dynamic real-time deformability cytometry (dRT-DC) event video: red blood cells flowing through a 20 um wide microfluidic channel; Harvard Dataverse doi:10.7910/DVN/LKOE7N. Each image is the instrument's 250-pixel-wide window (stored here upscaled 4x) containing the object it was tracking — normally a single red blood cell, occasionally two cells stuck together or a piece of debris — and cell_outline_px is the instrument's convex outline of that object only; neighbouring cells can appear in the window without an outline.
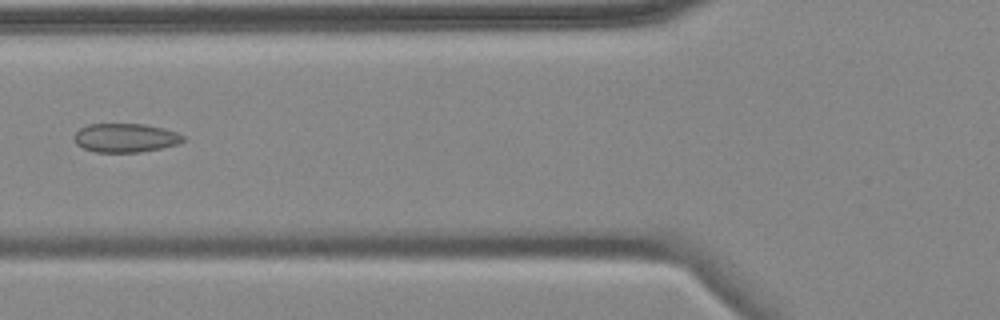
{"species": "common noctule bat (a hibernating species)", "species_latin": "Nyctalus noctula", "temperature_condition": "cold", "stored_images_in_passage": 6, "camera_frame_rate_fps": 3000, "um_per_image_px": 0.085, "animal": {"sex": "female", "body_mass_g": 18.4}, "frame": {"image": 1, "passage_image": 6, "time_ms": 5.667, "image_size_px": [1000, 320], "cell_outline_px": [[184, 140], [180, 144], [140, 152], [96, 152], [84, 148], [76, 144], [72, 140], [72, 136], [80, 128], [88, 124], [144, 124], [164, 128], [176, 132], [184, 136]], "centroid_in_image_um": [10.64, 11.71], "position_along_channel_um": 115.2, "area_um2": 18.44}}